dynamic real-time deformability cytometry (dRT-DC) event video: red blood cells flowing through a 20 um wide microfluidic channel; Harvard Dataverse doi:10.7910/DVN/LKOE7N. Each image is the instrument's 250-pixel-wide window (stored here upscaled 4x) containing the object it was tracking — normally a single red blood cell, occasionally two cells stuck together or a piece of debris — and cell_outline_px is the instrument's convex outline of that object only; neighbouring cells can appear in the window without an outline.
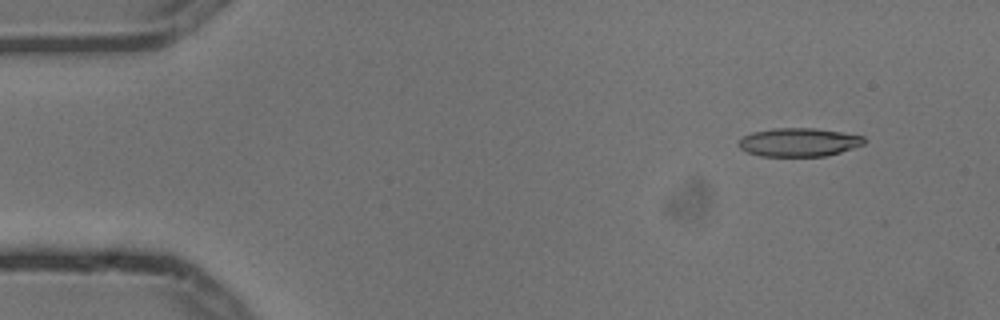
{"species": "common noctule bat (a hibernating species)", "species_latin": "Nyctalus noctula", "temperature_condition": "cold", "stored_images_in_passage": 6, "camera_frame_rate_fps": 3000, "um_per_image_px": 0.085, "animal": {"sex": "male", "body_mass_g": 13.3}, "frame": {"image": 1, "passage_image": 2, "time_ms": 0.333, "image_size_px": [1000, 320], "cell_outline_px": [[868, 140], [864, 144], [840, 152], [824, 156], [760, 156], [748, 152], [740, 148], [736, 144], [744, 136], [752, 132], [772, 128], [816, 128], [864, 136]], "centroid_in_image_um": [67.9, 12.08], "position_along_channel_um": 17.1, "area_um2": 20.87}}
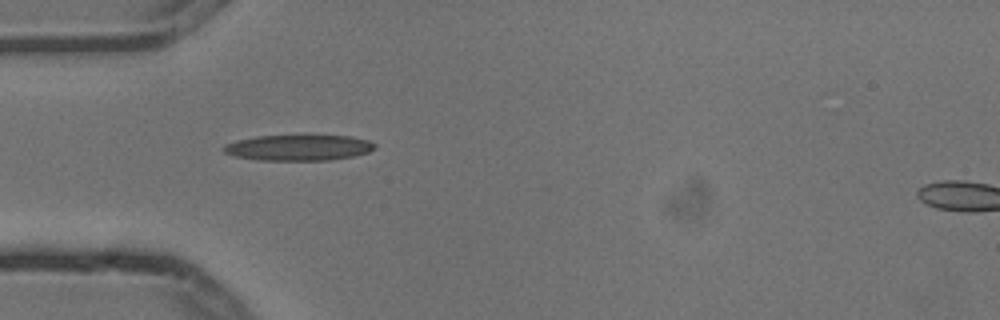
{"frame": {"image": 2, "passage_image": 5, "time_ms": 1.333, "image_size_px": [1000, 320], "cell_outline_px": [[376, 148], [368, 152], [352, 156], [328, 160], [260, 160], [236, 156], [224, 152], [220, 148], [224, 144], [236, 140], [256, 136], [348, 136], [368, 140], [376, 144]], "centroid_in_image_um": [25.34, 12.55], "position_along_channel_um": 59.7, "area_um2": 22.54}}
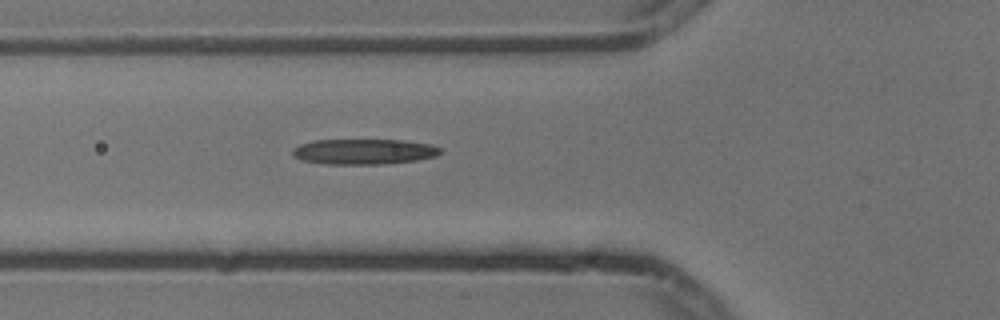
{"frame": {"image": 3, "passage_image": 6, "time_ms": 1.667, "image_size_px": [1000, 320], "cell_outline_px": [[440, 152], [436, 156], [416, 160], [380, 164], [324, 164], [304, 160], [292, 156], [292, 148], [300, 144], [312, 140], [404, 140], [432, 144], [440, 148]], "centroid_in_image_um": [30.9, 12.88], "position_along_channel_um": 94.9, "area_um2": 21.91}}